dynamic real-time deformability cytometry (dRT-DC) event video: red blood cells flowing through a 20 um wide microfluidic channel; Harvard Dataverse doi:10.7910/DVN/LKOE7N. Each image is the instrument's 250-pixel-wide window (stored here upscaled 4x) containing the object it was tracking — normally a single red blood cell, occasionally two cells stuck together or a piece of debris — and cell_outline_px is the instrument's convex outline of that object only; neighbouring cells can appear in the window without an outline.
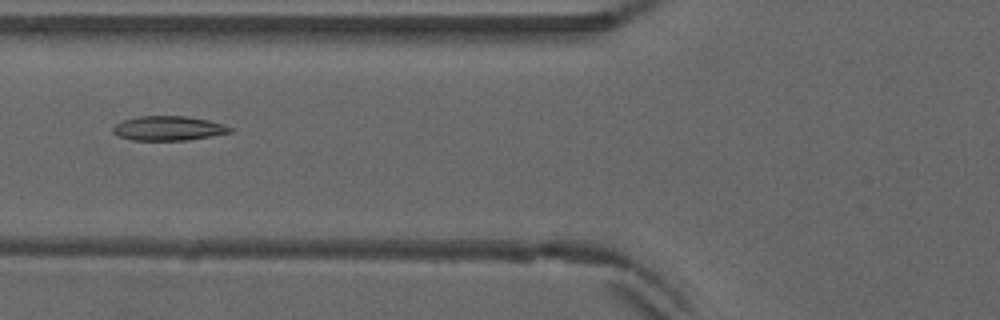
{"species": "common noctule bat (a hibernating species)", "species_latin": "Nyctalus noctula", "temperature_condition": "warm", "stored_images_in_passage": 49, "camera_frame_rate_fps": 3000, "um_per_image_px": 0.085, "animal": {"sex": "male", "forearm_length_mm": 52.5}, "frame": {"image": 1, "passage_image": 17, "time_ms": 5.333, "image_size_px": [1000, 320], "cell_outline_px": [[232, 132], [212, 136], [188, 140], [132, 140], [120, 136], [112, 132], [112, 128], [116, 124], [124, 120], [140, 116], [184, 116], [208, 120], [224, 124], [232, 128]], "centroid_in_image_um": [14.33, 10.91], "position_along_channel_um": 111.5, "area_um2": 16.59}}
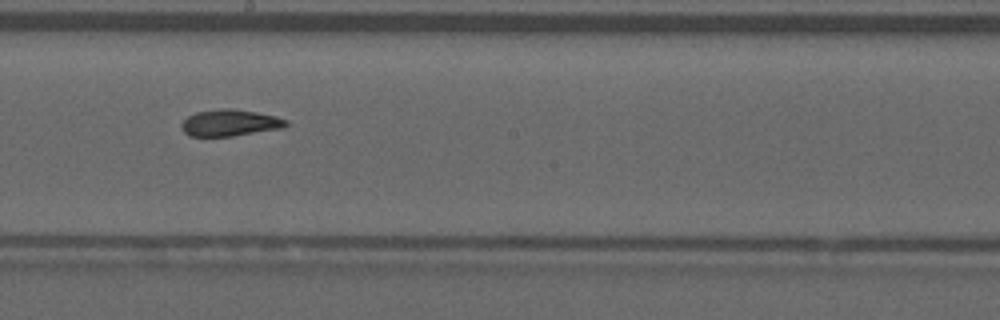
{"frame": {"image": 2, "passage_image": 26, "time_ms": 8.333, "image_size_px": [1000, 320], "cell_outline_px": [[288, 124], [284, 128], [232, 136], [188, 136], [180, 128], [180, 124], [188, 116], [196, 112], [224, 108], [228, 108], [256, 112], [276, 116], [288, 120]], "centroid_in_image_um": [19.54, 10.45], "position_along_channel_um": 228.7, "area_um2": 16.24}}
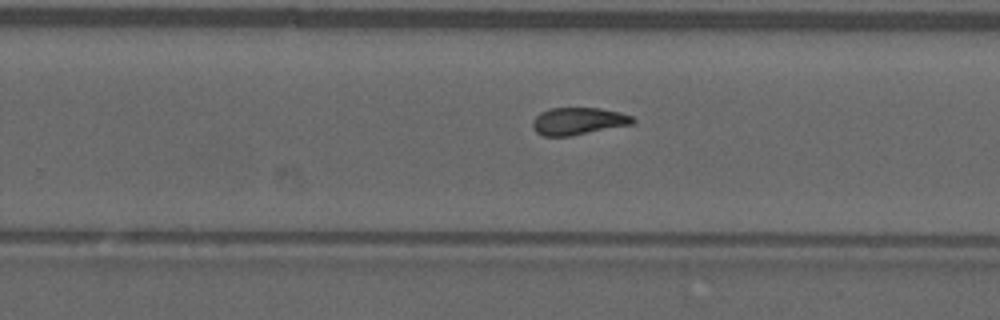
{"frame": {"image": 3, "passage_image": 30, "time_ms": 9.667, "image_size_px": [1000, 320], "cell_outline_px": [[636, 120], [632, 124], [568, 136], [544, 136], [536, 132], [532, 128], [532, 120], [540, 112], [552, 108], [600, 108], [620, 112], [632, 116]], "centroid_in_image_um": [49.12, 10.29], "position_along_channel_um": 280.7, "area_um2": 15.84}, "authors_computed_cell_mechanics": {"area_um2": 16.4152, "velocity_mm_per_s": 3.9175, "shape_relaxation_time_tau1_ms": null, "shape_relaxation_time_tau2_ms": 10.0273, "deformation_change_tau1": null, "deformation_change_tau2": 0.1326}}